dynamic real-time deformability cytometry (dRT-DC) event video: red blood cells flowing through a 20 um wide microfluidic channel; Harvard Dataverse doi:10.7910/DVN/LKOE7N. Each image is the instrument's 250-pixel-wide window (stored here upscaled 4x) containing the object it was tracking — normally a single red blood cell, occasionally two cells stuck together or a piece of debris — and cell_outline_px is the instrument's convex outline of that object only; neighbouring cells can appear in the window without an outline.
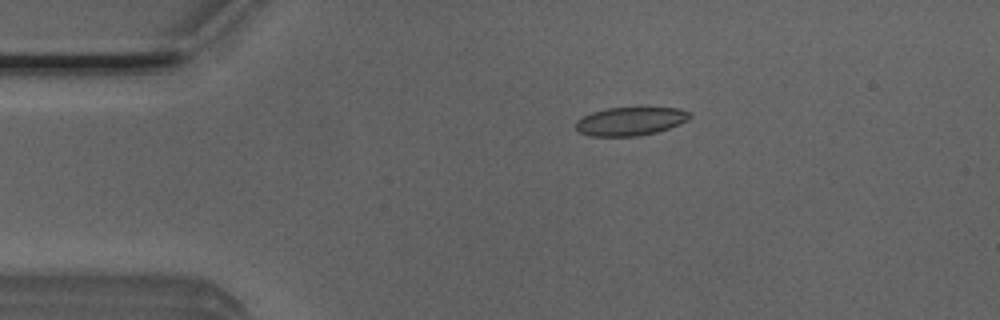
{"species": "Egyptian fruit bat (a non-hibernating species)", "species_latin": "Rousettus aegyptiacus", "temperature_condition": "room temperature", "stored_images_in_passage": 6, "camera_frame_rate_fps": 3000, "um_per_image_px": 0.085, "animal": {"sex": "male"}, "frame": {"image": 1, "passage_image": 3, "time_ms": 0.667, "image_size_px": [1000, 320], "cell_outline_px": [[692, 116], [688, 120], [680, 124], [656, 132], [636, 136], [588, 136], [576, 132], [576, 120], [592, 112], [608, 108], [644, 104], [680, 108], [692, 112]], "centroid_in_image_um": [53.64, 10.25], "position_along_channel_um": 31.4, "area_um2": 20.0}}
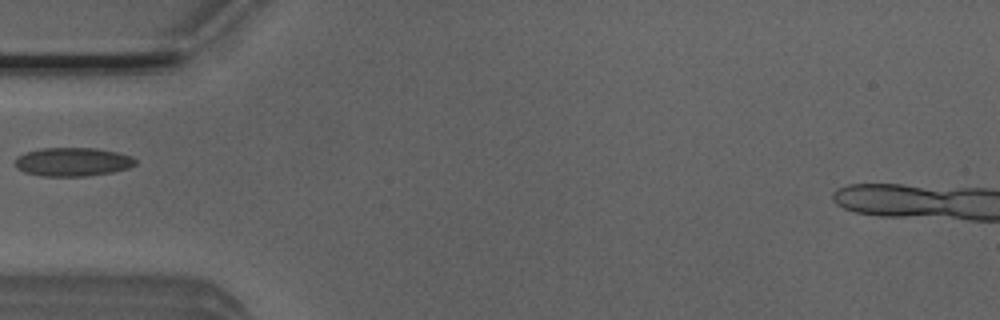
{"frame": {"image": 2, "passage_image": 5, "time_ms": 1.333, "image_size_px": [1000, 320], "cell_outline_px": [[136, 164], [128, 168], [112, 172], [88, 176], [44, 176], [24, 172], [16, 164], [16, 156], [24, 152], [40, 148], [96, 148], [116, 152], [132, 156], [136, 160]], "centroid_in_image_um": [6.19, 13.75], "position_along_channel_um": 78.8, "area_um2": 20.06}}